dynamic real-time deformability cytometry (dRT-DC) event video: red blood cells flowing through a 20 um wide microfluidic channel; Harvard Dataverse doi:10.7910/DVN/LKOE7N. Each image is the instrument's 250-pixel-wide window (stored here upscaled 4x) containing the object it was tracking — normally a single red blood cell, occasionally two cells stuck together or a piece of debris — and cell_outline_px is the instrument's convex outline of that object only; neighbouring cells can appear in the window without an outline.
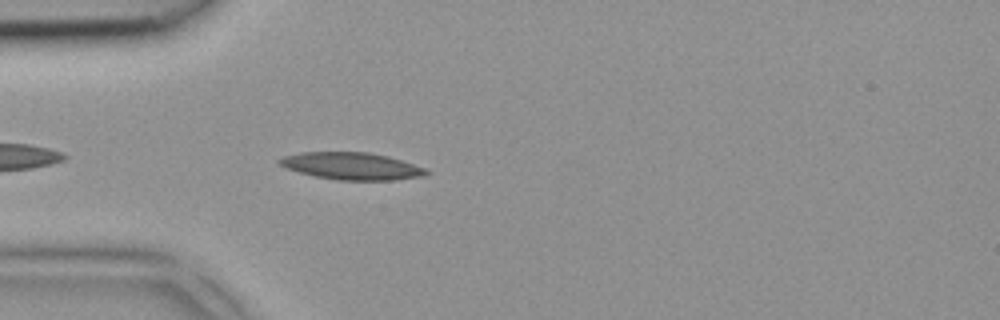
{"species": "common noctule bat (a hibernating species)", "species_latin": "Nyctalus noctula", "temperature_condition": "room temperature", "stored_images_in_passage": 4, "camera_frame_rate_fps": 3000, "um_per_image_px": 0.085, "animal": {"sex": "female", "body_mass_g": 18.4}, "frame": {"image": 1, "passage_image": 4, "time_ms": 1.0, "image_size_px": [1000, 320], "cell_outline_px": [[432, 172], [420, 176], [392, 180], [336, 180], [316, 176], [300, 172], [288, 168], [280, 164], [276, 160], [284, 156], [300, 152], [368, 152], [388, 156], [424, 168]], "centroid_in_image_um": [29.87, 14.11], "position_along_channel_um": 55.1, "area_um2": 22.95}}